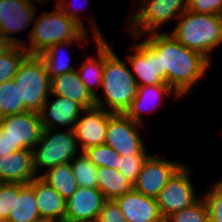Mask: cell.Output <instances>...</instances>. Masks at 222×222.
Segmentation results:
<instances>
[{"instance_id":"1","label":"cell","mask_w":222,"mask_h":222,"mask_svg":"<svg viewBox=\"0 0 222 222\" xmlns=\"http://www.w3.org/2000/svg\"><path fill=\"white\" fill-rule=\"evenodd\" d=\"M143 42L158 56L161 64V79L180 98L187 95L196 82L206 74L211 62L201 53L188 49L171 34L149 33Z\"/></svg>"},{"instance_id":"2","label":"cell","mask_w":222,"mask_h":222,"mask_svg":"<svg viewBox=\"0 0 222 222\" xmlns=\"http://www.w3.org/2000/svg\"><path fill=\"white\" fill-rule=\"evenodd\" d=\"M115 54L111 45L104 38V67L102 90L105 101L95 97L96 106L112 113H125L137 93L135 75ZM103 104H107L104 108ZM109 107V108H108Z\"/></svg>"},{"instance_id":"3","label":"cell","mask_w":222,"mask_h":222,"mask_svg":"<svg viewBox=\"0 0 222 222\" xmlns=\"http://www.w3.org/2000/svg\"><path fill=\"white\" fill-rule=\"evenodd\" d=\"M170 34L188 49L197 51L210 62V53L222 43V15L199 14L186 10Z\"/></svg>"},{"instance_id":"4","label":"cell","mask_w":222,"mask_h":222,"mask_svg":"<svg viewBox=\"0 0 222 222\" xmlns=\"http://www.w3.org/2000/svg\"><path fill=\"white\" fill-rule=\"evenodd\" d=\"M56 12H44L34 19V28L28 34L30 46H23L28 55L40 56L51 46L70 40L88 41L87 30H84L58 6Z\"/></svg>"},{"instance_id":"5","label":"cell","mask_w":222,"mask_h":222,"mask_svg":"<svg viewBox=\"0 0 222 222\" xmlns=\"http://www.w3.org/2000/svg\"><path fill=\"white\" fill-rule=\"evenodd\" d=\"M19 88L20 102L29 111L39 112L51 96V80L40 56L28 55L13 78Z\"/></svg>"},{"instance_id":"6","label":"cell","mask_w":222,"mask_h":222,"mask_svg":"<svg viewBox=\"0 0 222 222\" xmlns=\"http://www.w3.org/2000/svg\"><path fill=\"white\" fill-rule=\"evenodd\" d=\"M52 128L43 129L40 139L33 147L34 168L38 174L39 168H52L70 163L78 153V142L73 129L55 131ZM53 132V133H52Z\"/></svg>"},{"instance_id":"7","label":"cell","mask_w":222,"mask_h":222,"mask_svg":"<svg viewBox=\"0 0 222 222\" xmlns=\"http://www.w3.org/2000/svg\"><path fill=\"white\" fill-rule=\"evenodd\" d=\"M141 7L129 17L130 34L138 40L157 32L164 23L178 18L187 10L188 0H142ZM145 3V4H144Z\"/></svg>"},{"instance_id":"8","label":"cell","mask_w":222,"mask_h":222,"mask_svg":"<svg viewBox=\"0 0 222 222\" xmlns=\"http://www.w3.org/2000/svg\"><path fill=\"white\" fill-rule=\"evenodd\" d=\"M191 171L188 165L183 164L156 198L164 220L174 212L189 207L199 199L191 182V177H189Z\"/></svg>"},{"instance_id":"9","label":"cell","mask_w":222,"mask_h":222,"mask_svg":"<svg viewBox=\"0 0 222 222\" xmlns=\"http://www.w3.org/2000/svg\"><path fill=\"white\" fill-rule=\"evenodd\" d=\"M0 127L14 151L32 150L43 130L39 112L29 110L0 118Z\"/></svg>"},{"instance_id":"10","label":"cell","mask_w":222,"mask_h":222,"mask_svg":"<svg viewBox=\"0 0 222 222\" xmlns=\"http://www.w3.org/2000/svg\"><path fill=\"white\" fill-rule=\"evenodd\" d=\"M141 125L124 113H113L108 119L105 144L121 156L146 154L144 142L138 132Z\"/></svg>"},{"instance_id":"11","label":"cell","mask_w":222,"mask_h":222,"mask_svg":"<svg viewBox=\"0 0 222 222\" xmlns=\"http://www.w3.org/2000/svg\"><path fill=\"white\" fill-rule=\"evenodd\" d=\"M183 164L159 159L150 154L144 161L133 188L147 197L156 199L169 179Z\"/></svg>"},{"instance_id":"12","label":"cell","mask_w":222,"mask_h":222,"mask_svg":"<svg viewBox=\"0 0 222 222\" xmlns=\"http://www.w3.org/2000/svg\"><path fill=\"white\" fill-rule=\"evenodd\" d=\"M35 14L36 7L29 0H0V33L15 46H26L22 40L9 35L28 28Z\"/></svg>"},{"instance_id":"13","label":"cell","mask_w":222,"mask_h":222,"mask_svg":"<svg viewBox=\"0 0 222 222\" xmlns=\"http://www.w3.org/2000/svg\"><path fill=\"white\" fill-rule=\"evenodd\" d=\"M73 128L77 142H80L82 152L86 149L105 144L107 135V123L112 112L106 111L98 106L84 109Z\"/></svg>"},{"instance_id":"14","label":"cell","mask_w":222,"mask_h":222,"mask_svg":"<svg viewBox=\"0 0 222 222\" xmlns=\"http://www.w3.org/2000/svg\"><path fill=\"white\" fill-rule=\"evenodd\" d=\"M105 201L97 188L78 187L66 200L65 222H96Z\"/></svg>"},{"instance_id":"15","label":"cell","mask_w":222,"mask_h":222,"mask_svg":"<svg viewBox=\"0 0 222 222\" xmlns=\"http://www.w3.org/2000/svg\"><path fill=\"white\" fill-rule=\"evenodd\" d=\"M127 222H165L157 200L134 188L115 199Z\"/></svg>"},{"instance_id":"16","label":"cell","mask_w":222,"mask_h":222,"mask_svg":"<svg viewBox=\"0 0 222 222\" xmlns=\"http://www.w3.org/2000/svg\"><path fill=\"white\" fill-rule=\"evenodd\" d=\"M52 96L55 97L54 100L47 99L39 111L43 129L58 126H69V129H73L84 108L74 100L59 95Z\"/></svg>"},{"instance_id":"17","label":"cell","mask_w":222,"mask_h":222,"mask_svg":"<svg viewBox=\"0 0 222 222\" xmlns=\"http://www.w3.org/2000/svg\"><path fill=\"white\" fill-rule=\"evenodd\" d=\"M134 54L127 55V60L139 80L137 86L163 85L161 64L158 56L143 42L133 45Z\"/></svg>"},{"instance_id":"18","label":"cell","mask_w":222,"mask_h":222,"mask_svg":"<svg viewBox=\"0 0 222 222\" xmlns=\"http://www.w3.org/2000/svg\"><path fill=\"white\" fill-rule=\"evenodd\" d=\"M36 177L32 150L23 149L0 157V183L30 184Z\"/></svg>"},{"instance_id":"19","label":"cell","mask_w":222,"mask_h":222,"mask_svg":"<svg viewBox=\"0 0 222 222\" xmlns=\"http://www.w3.org/2000/svg\"><path fill=\"white\" fill-rule=\"evenodd\" d=\"M29 185L34 189L41 219L65 222L66 200L40 177H36Z\"/></svg>"},{"instance_id":"20","label":"cell","mask_w":222,"mask_h":222,"mask_svg":"<svg viewBox=\"0 0 222 222\" xmlns=\"http://www.w3.org/2000/svg\"><path fill=\"white\" fill-rule=\"evenodd\" d=\"M92 28V34L94 36L95 44L97 45L98 54L94 57H87L83 65L77 70L80 80L84 83V86L92 94L93 97L99 95L94 90V86L97 88L102 85L103 67H104V36L100 29L96 25V20L92 17L89 18ZM93 21V22H92Z\"/></svg>"},{"instance_id":"21","label":"cell","mask_w":222,"mask_h":222,"mask_svg":"<svg viewBox=\"0 0 222 222\" xmlns=\"http://www.w3.org/2000/svg\"><path fill=\"white\" fill-rule=\"evenodd\" d=\"M51 95H59L74 100L84 109L96 106L95 97L86 89L77 70L52 78Z\"/></svg>"},{"instance_id":"22","label":"cell","mask_w":222,"mask_h":222,"mask_svg":"<svg viewBox=\"0 0 222 222\" xmlns=\"http://www.w3.org/2000/svg\"><path fill=\"white\" fill-rule=\"evenodd\" d=\"M165 94L166 95L173 94L176 98L180 97L166 83H164L163 85L138 86L136 96L132 101L130 107L126 110L124 114L132 121L143 124L142 112H145L146 111L145 109L147 107L145 106V104H150V102L154 98H156L157 103L155 102V104H159L160 106L161 105L160 103H162L163 101L162 98L163 96H165ZM152 107H154L153 104Z\"/></svg>"},{"instance_id":"23","label":"cell","mask_w":222,"mask_h":222,"mask_svg":"<svg viewBox=\"0 0 222 222\" xmlns=\"http://www.w3.org/2000/svg\"><path fill=\"white\" fill-rule=\"evenodd\" d=\"M34 189L29 184L18 183V195H14L13 210L5 222H39Z\"/></svg>"},{"instance_id":"24","label":"cell","mask_w":222,"mask_h":222,"mask_svg":"<svg viewBox=\"0 0 222 222\" xmlns=\"http://www.w3.org/2000/svg\"><path fill=\"white\" fill-rule=\"evenodd\" d=\"M39 177L52 186L65 200L70 198L79 187L70 163L52 167Z\"/></svg>"},{"instance_id":"25","label":"cell","mask_w":222,"mask_h":222,"mask_svg":"<svg viewBox=\"0 0 222 222\" xmlns=\"http://www.w3.org/2000/svg\"><path fill=\"white\" fill-rule=\"evenodd\" d=\"M97 189L102 192L106 200H115L133 189L118 170L99 167L97 171Z\"/></svg>"},{"instance_id":"26","label":"cell","mask_w":222,"mask_h":222,"mask_svg":"<svg viewBox=\"0 0 222 222\" xmlns=\"http://www.w3.org/2000/svg\"><path fill=\"white\" fill-rule=\"evenodd\" d=\"M75 41L80 42V40H70L67 42H60L55 44L54 46H51L48 50H46L44 53L40 55L41 59L44 61L46 65L50 80L58 75H63L65 73H69L76 70L74 67L70 65V63H68L70 62L69 60L71 59L67 57L68 58L67 62V60H65V58L62 57L63 53L60 54V52H62L61 50L63 47L70 46Z\"/></svg>"},{"instance_id":"27","label":"cell","mask_w":222,"mask_h":222,"mask_svg":"<svg viewBox=\"0 0 222 222\" xmlns=\"http://www.w3.org/2000/svg\"><path fill=\"white\" fill-rule=\"evenodd\" d=\"M28 109L20 102L19 88L13 79L0 84V118L15 115Z\"/></svg>"},{"instance_id":"28","label":"cell","mask_w":222,"mask_h":222,"mask_svg":"<svg viewBox=\"0 0 222 222\" xmlns=\"http://www.w3.org/2000/svg\"><path fill=\"white\" fill-rule=\"evenodd\" d=\"M79 187L97 188L98 168L81 152L70 162Z\"/></svg>"},{"instance_id":"29","label":"cell","mask_w":222,"mask_h":222,"mask_svg":"<svg viewBox=\"0 0 222 222\" xmlns=\"http://www.w3.org/2000/svg\"><path fill=\"white\" fill-rule=\"evenodd\" d=\"M28 56L23 46H14L6 54L0 55V84L12 80L20 64Z\"/></svg>"},{"instance_id":"30","label":"cell","mask_w":222,"mask_h":222,"mask_svg":"<svg viewBox=\"0 0 222 222\" xmlns=\"http://www.w3.org/2000/svg\"><path fill=\"white\" fill-rule=\"evenodd\" d=\"M83 153L97 168L107 167L112 170H118V162L122 157L106 144L90 147Z\"/></svg>"},{"instance_id":"31","label":"cell","mask_w":222,"mask_h":222,"mask_svg":"<svg viewBox=\"0 0 222 222\" xmlns=\"http://www.w3.org/2000/svg\"><path fill=\"white\" fill-rule=\"evenodd\" d=\"M208 217V206L202 197L189 207L168 216L165 222H208Z\"/></svg>"},{"instance_id":"32","label":"cell","mask_w":222,"mask_h":222,"mask_svg":"<svg viewBox=\"0 0 222 222\" xmlns=\"http://www.w3.org/2000/svg\"><path fill=\"white\" fill-rule=\"evenodd\" d=\"M148 156L149 155L147 154H132L122 156L118 162V171L134 186L141 171L142 165Z\"/></svg>"},{"instance_id":"33","label":"cell","mask_w":222,"mask_h":222,"mask_svg":"<svg viewBox=\"0 0 222 222\" xmlns=\"http://www.w3.org/2000/svg\"><path fill=\"white\" fill-rule=\"evenodd\" d=\"M203 196L207 206L209 215L222 222V180L214 183L212 189Z\"/></svg>"},{"instance_id":"34","label":"cell","mask_w":222,"mask_h":222,"mask_svg":"<svg viewBox=\"0 0 222 222\" xmlns=\"http://www.w3.org/2000/svg\"><path fill=\"white\" fill-rule=\"evenodd\" d=\"M14 195H18V183H0V219L3 221L13 210Z\"/></svg>"},{"instance_id":"35","label":"cell","mask_w":222,"mask_h":222,"mask_svg":"<svg viewBox=\"0 0 222 222\" xmlns=\"http://www.w3.org/2000/svg\"><path fill=\"white\" fill-rule=\"evenodd\" d=\"M187 10L199 14L222 15V0H188Z\"/></svg>"},{"instance_id":"36","label":"cell","mask_w":222,"mask_h":222,"mask_svg":"<svg viewBox=\"0 0 222 222\" xmlns=\"http://www.w3.org/2000/svg\"><path fill=\"white\" fill-rule=\"evenodd\" d=\"M96 222H127L115 200H106Z\"/></svg>"},{"instance_id":"37","label":"cell","mask_w":222,"mask_h":222,"mask_svg":"<svg viewBox=\"0 0 222 222\" xmlns=\"http://www.w3.org/2000/svg\"><path fill=\"white\" fill-rule=\"evenodd\" d=\"M66 0H57V2H56V5L55 6H58V7H60V9L66 14V15H68L71 19H73L77 24H79L84 30H87V29H85L86 27L84 26V23L81 21L82 19L80 18V15L78 14L79 12H77V11H79L78 9H77V7H75V4H73L74 6H73V9H72V3H68L69 4V6L71 7V8H67V6L65 5V2ZM82 6V5H81ZM80 6V7H81ZM77 10H76V9ZM70 9H72V10H70Z\"/></svg>"},{"instance_id":"38","label":"cell","mask_w":222,"mask_h":222,"mask_svg":"<svg viewBox=\"0 0 222 222\" xmlns=\"http://www.w3.org/2000/svg\"><path fill=\"white\" fill-rule=\"evenodd\" d=\"M15 152L12 147H10V141L6 134H3V129L0 127V157L9 155Z\"/></svg>"},{"instance_id":"39","label":"cell","mask_w":222,"mask_h":222,"mask_svg":"<svg viewBox=\"0 0 222 222\" xmlns=\"http://www.w3.org/2000/svg\"><path fill=\"white\" fill-rule=\"evenodd\" d=\"M15 45L5 36L0 33V55L6 54L10 51Z\"/></svg>"},{"instance_id":"40","label":"cell","mask_w":222,"mask_h":222,"mask_svg":"<svg viewBox=\"0 0 222 222\" xmlns=\"http://www.w3.org/2000/svg\"><path fill=\"white\" fill-rule=\"evenodd\" d=\"M208 222H220V221L212 218V217L209 215V217H208Z\"/></svg>"},{"instance_id":"41","label":"cell","mask_w":222,"mask_h":222,"mask_svg":"<svg viewBox=\"0 0 222 222\" xmlns=\"http://www.w3.org/2000/svg\"><path fill=\"white\" fill-rule=\"evenodd\" d=\"M29 1H31V2H36V1H38V2H47V1H49V0H34V1H32V0H29Z\"/></svg>"},{"instance_id":"42","label":"cell","mask_w":222,"mask_h":222,"mask_svg":"<svg viewBox=\"0 0 222 222\" xmlns=\"http://www.w3.org/2000/svg\"><path fill=\"white\" fill-rule=\"evenodd\" d=\"M39 222H51V221L41 220V221H39Z\"/></svg>"}]
</instances>
